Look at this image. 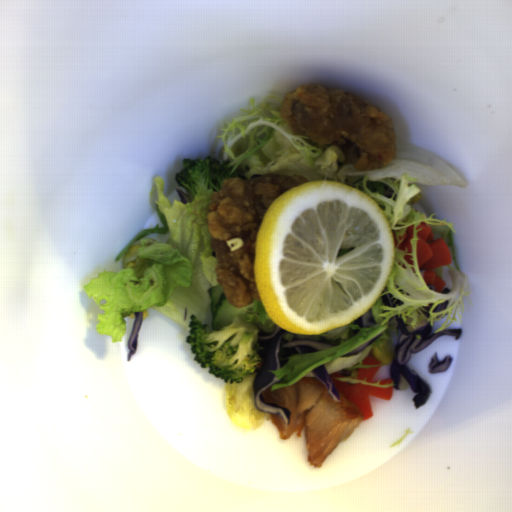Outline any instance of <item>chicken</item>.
Instances as JSON below:
<instances>
[{
	"instance_id": "obj_1",
	"label": "chicken",
	"mask_w": 512,
	"mask_h": 512,
	"mask_svg": "<svg viewBox=\"0 0 512 512\" xmlns=\"http://www.w3.org/2000/svg\"><path fill=\"white\" fill-rule=\"evenodd\" d=\"M306 182L299 175L228 178L210 193L207 230L217 260L216 279L229 306L262 302L255 269L260 226L277 197Z\"/></svg>"
},
{
	"instance_id": "obj_2",
	"label": "chicken",
	"mask_w": 512,
	"mask_h": 512,
	"mask_svg": "<svg viewBox=\"0 0 512 512\" xmlns=\"http://www.w3.org/2000/svg\"><path fill=\"white\" fill-rule=\"evenodd\" d=\"M280 116L288 130L319 145L336 146L354 171L384 167L395 156L394 121L342 88L305 84L286 94Z\"/></svg>"
}]
</instances>
